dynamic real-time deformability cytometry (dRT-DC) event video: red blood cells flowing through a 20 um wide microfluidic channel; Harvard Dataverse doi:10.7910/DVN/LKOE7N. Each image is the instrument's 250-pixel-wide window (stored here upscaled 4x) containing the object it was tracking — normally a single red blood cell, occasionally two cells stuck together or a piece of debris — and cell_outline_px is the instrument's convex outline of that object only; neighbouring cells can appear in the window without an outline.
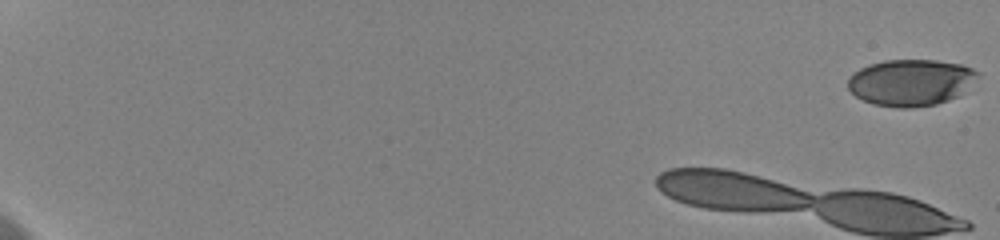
{"species": "human", "species_latin": "Homo sapiens", "temperature_condition": "cold", "stored_images_in_passage": 8, "camera_frame_rate_fps": 3000, "um_per_image_px": 0.085, "donor": {"sex": "female"}, "frame": {"image": 1, "passage_image": 1, "time_ms": 0.0, "image_size_px": [1000, 240], "cell_outline_px": [[980, 76], [956, 96], [948, 100], [936, 104], [912, 108], [896, 108], [872, 104], [856, 96], [848, 88], [848, 76], [860, 68], [868, 64], [884, 60], [936, 60], [960, 64], [972, 68], [980, 72]], "centroid_in_image_um": [77.39, 7.0], "position_along_channel_um": 7.6, "area_um2": 35.26}}